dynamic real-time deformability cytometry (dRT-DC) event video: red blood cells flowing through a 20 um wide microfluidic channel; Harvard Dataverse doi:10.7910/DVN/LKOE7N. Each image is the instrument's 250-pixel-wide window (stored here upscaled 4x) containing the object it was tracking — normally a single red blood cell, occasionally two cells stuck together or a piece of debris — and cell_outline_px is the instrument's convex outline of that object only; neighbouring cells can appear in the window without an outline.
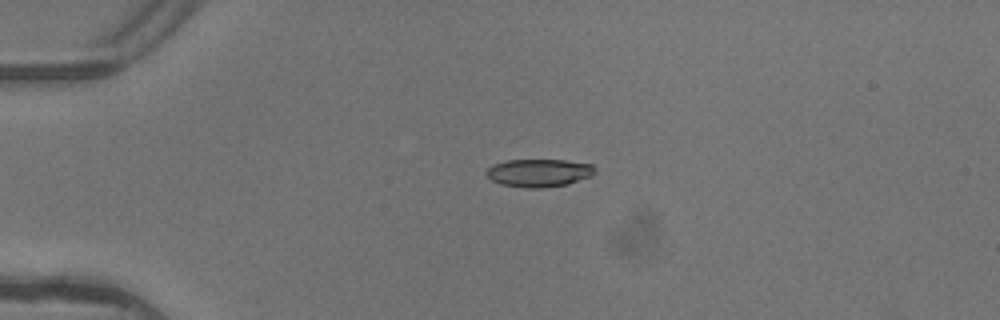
{"species": "common noctule bat (a hibernating species)", "species_latin": "Nyctalus noctula", "temperature_condition": "warm", "stored_images_in_passage": 2, "camera_frame_rate_fps": 3000, "um_per_image_px": 0.085, "animal": {"sex": "female"}, "frame": {"image": 1, "passage_image": 1, "time_ms": 0.0, "image_size_px": [1000, 320], "cell_outline_px": [[596, 172], [592, 176], [568, 184], [540, 188], [528, 188], [500, 184], [492, 180], [488, 176], [488, 168], [492, 164], [508, 160], [564, 160], [592, 164], [596, 168]], "centroid_in_image_um": [45.85, 14.69], "position_along_channel_um": 39.1, "area_um2": 17.63}}